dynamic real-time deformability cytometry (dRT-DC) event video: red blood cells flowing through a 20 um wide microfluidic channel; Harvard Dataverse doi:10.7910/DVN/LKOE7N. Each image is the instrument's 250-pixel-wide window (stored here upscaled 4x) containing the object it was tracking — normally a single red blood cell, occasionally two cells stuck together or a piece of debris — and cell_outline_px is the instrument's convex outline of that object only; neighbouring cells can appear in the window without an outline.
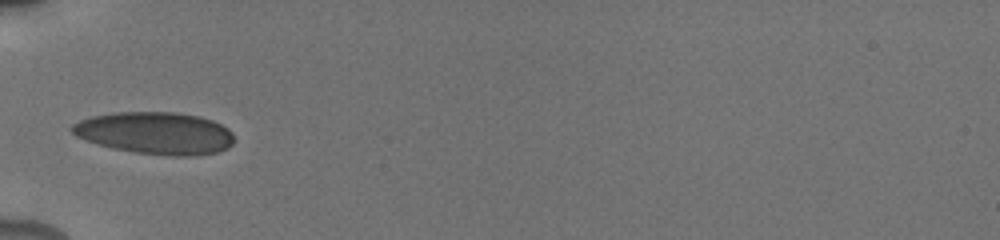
{"species": "human", "species_latin": "Homo sapiens", "temperature_condition": "cold", "stored_images_in_passage": 40, "camera_frame_rate_fps": 3000, "um_per_image_px": 0.085, "donor": {"sex": "male"}, "frame": {"image": 1, "passage_image": 1, "time_ms": 0.0, "image_size_px": [1000, 240], "cell_outline_px": [[232, 144], [228, 148], [216, 152], [196, 156], [172, 156], [136, 152], [96, 144], [76, 136], [68, 128], [72, 124], [80, 120], [92, 116], [112, 112], [176, 112], [200, 116], [212, 120], [228, 128], [232, 132]], "centroid_in_image_um": [13.19, 11.3], "position_along_channel_um": 71.8, "area_um2": 39.94}}
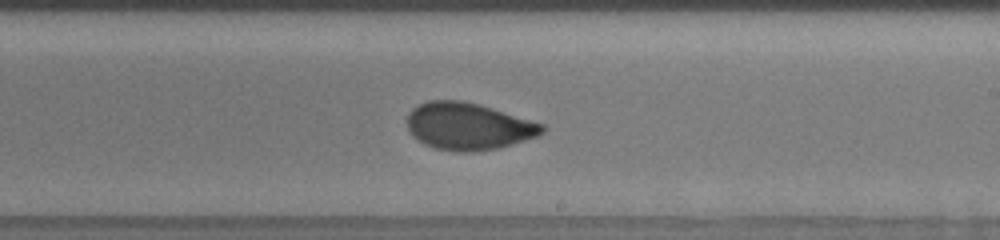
{"frame": {"image": 2, "passage_image": 25, "time_ms": 4.667, "image_size_px": [1000, 240], "cell_outline_px": [[544, 132], [536, 136], [524, 140], [496, 148], [472, 152], [456, 152], [436, 148], [424, 144], [412, 136], [408, 128], [408, 112], [412, 108], [428, 100], [460, 100], [480, 104], [544, 124]], "centroid_in_image_um": [39.77, 10.72], "position_along_channel_um": 249.2, "area_um2": 36.93}}
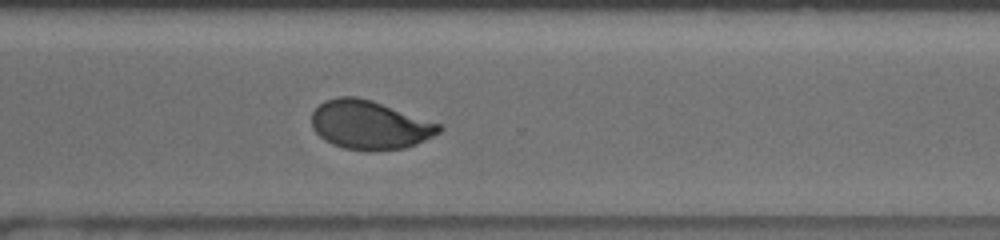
{"frame": {"image": 3, "passage_image": 37, "time_ms": 7.0, "image_size_px": [1000, 240], "cell_outline_px": [[444, 128], [440, 132], [416, 144], [404, 148], [368, 152], [344, 148], [332, 144], [324, 140], [312, 128], [312, 112], [324, 100], [336, 96], [356, 96], [372, 100], [440, 124]], "centroid_in_image_um": [31.39, 10.62], "position_along_channel_um": 339.2, "area_um2": 36.3}}